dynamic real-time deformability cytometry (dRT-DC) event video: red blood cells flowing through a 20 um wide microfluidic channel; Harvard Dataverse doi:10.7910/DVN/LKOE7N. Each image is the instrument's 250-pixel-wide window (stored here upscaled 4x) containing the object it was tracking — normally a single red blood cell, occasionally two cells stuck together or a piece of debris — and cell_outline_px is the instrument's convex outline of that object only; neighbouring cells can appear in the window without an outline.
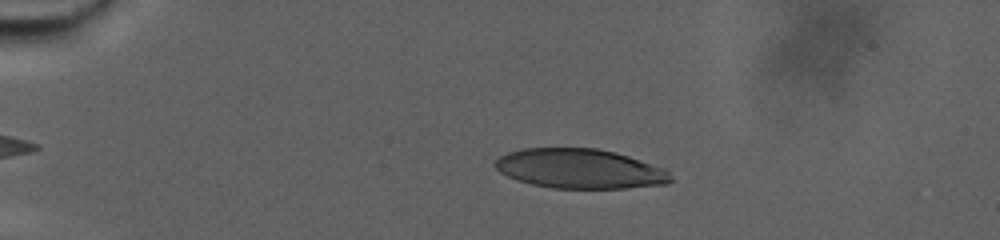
{"species": "human", "species_latin": "Homo sapiens", "temperature_condition": "warm", "stored_images_in_passage": 14, "camera_frame_rate_fps": 3000, "um_per_image_px": 0.085, "donor": {"sex": "male"}, "frame": {"image": 1, "passage_image": 5, "time_ms": 1.333, "image_size_px": [1000, 240], "cell_outline_px": [[672, 180], [668, 184], [624, 188], [552, 188], [532, 184], [516, 180], [500, 172], [492, 164], [500, 156], [508, 152], [524, 148], [596, 148], [616, 152], [664, 168], [668, 172]], "centroid_in_image_um": [49.27, 14.34], "position_along_channel_um": 35.7, "area_um2": 40.52}}
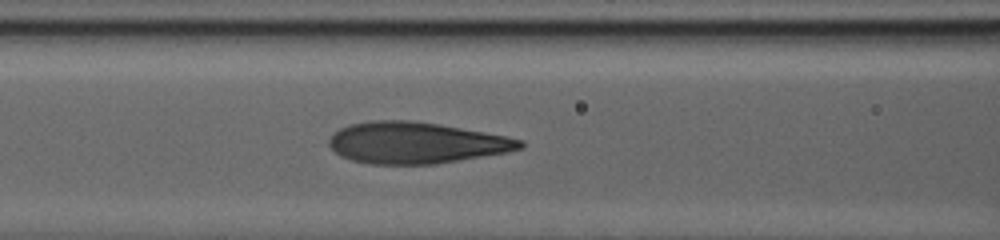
{"frame": {"image": 2, "passage_image": 11, "time_ms": 3.333, "image_size_px": [1000, 240], "cell_outline_px": [[524, 148], [508, 152], [436, 164], [368, 164], [352, 160], [340, 156], [328, 144], [328, 140], [340, 128], [348, 124], [372, 120], [412, 120], [440, 124], [484, 132], [524, 140]], "centroid_in_image_um": [35.36, 12.14], "position_along_channel_um": 131.2, "area_um2": 46.12}}
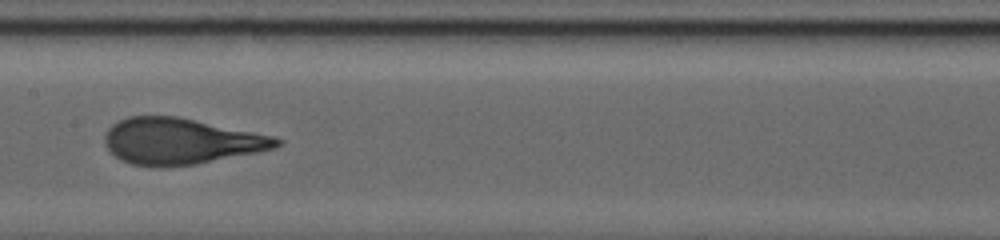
{"frame": {"image": 3, "passage_image": 13, "time_ms": 4.0, "image_size_px": [1000, 240], "cell_outline_px": [[284, 140], [276, 148], [196, 164], [160, 168], [132, 164], [120, 160], [108, 152], [104, 144], [104, 136], [108, 128], [112, 124], [128, 116], [176, 116], [276, 136]], "centroid_in_image_um": [15.33, 12.01], "position_along_channel_um": 192.1, "area_um2": 46.53}}